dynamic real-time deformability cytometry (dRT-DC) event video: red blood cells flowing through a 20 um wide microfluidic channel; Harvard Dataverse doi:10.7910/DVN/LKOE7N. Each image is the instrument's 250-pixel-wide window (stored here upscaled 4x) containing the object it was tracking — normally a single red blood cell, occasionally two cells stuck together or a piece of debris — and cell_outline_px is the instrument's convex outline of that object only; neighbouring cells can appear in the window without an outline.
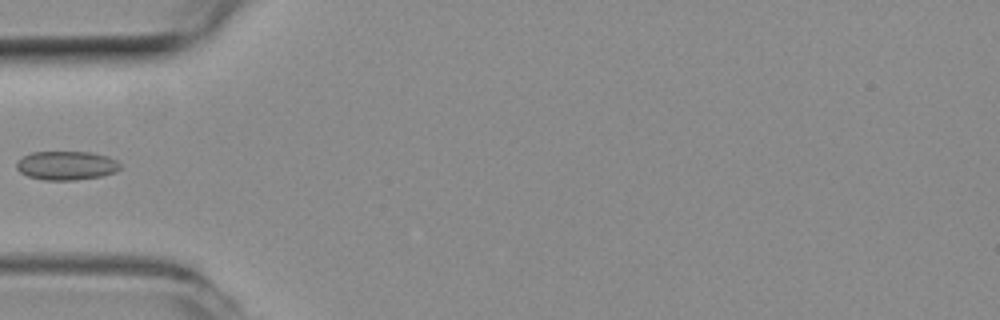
{"species": "common noctule bat (a hibernating species)", "species_latin": "Nyctalus noctula", "temperature_condition": "room temperature", "stored_images_in_passage": 25, "camera_frame_rate_fps": 3000, "um_per_image_px": 0.085, "animal": {"sex": "female", "body_mass_g": 19.3, "forearm_length_mm": 54.1}, "frame": {"image": 1, "passage_image": 1, "time_ms": 0.0, "image_size_px": [1000, 320], "cell_outline_px": [[120, 168], [116, 172], [100, 176], [76, 180], [44, 180], [28, 176], [20, 172], [16, 168], [16, 164], [24, 156], [32, 152], [88, 152], [108, 156], [116, 160], [120, 164]], "centroid_in_image_um": [5.65, 14.07], "position_along_channel_um": 79.3, "area_um2": 17.34}}
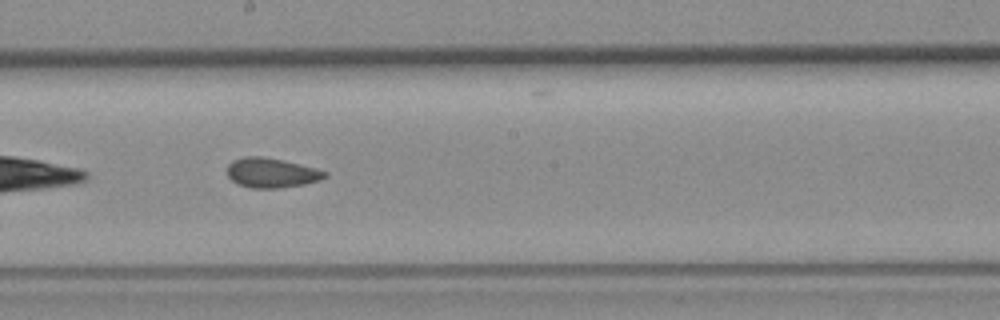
{"frame": {"image": 2, "passage_image": 12, "time_ms": 3.667, "image_size_px": [1000, 320], "cell_outline_px": [[328, 176], [320, 180], [304, 184], [276, 188], [252, 188], [240, 184], [232, 180], [228, 176], [228, 164], [232, 160], [244, 156], [260, 156], [280, 160], [316, 168], [328, 172]], "centroid_in_image_um": [23.08, 14.69], "position_along_channel_um": 225.1, "area_um2": 16.7}}
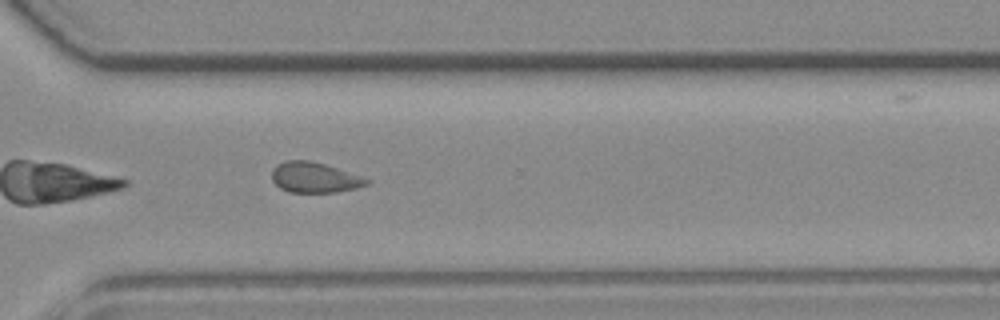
{"frame": {"image": 3, "passage_image": 21, "time_ms": 6.667, "image_size_px": [1000, 320], "cell_outline_px": [[372, 180], [368, 184], [356, 188], [336, 192], [288, 192], [280, 188], [272, 180], [272, 168], [288, 160], [308, 160], [324, 164]], "centroid_in_image_um": [26.73, 15.09], "position_along_channel_um": 343.9, "area_um2": 16.59}}